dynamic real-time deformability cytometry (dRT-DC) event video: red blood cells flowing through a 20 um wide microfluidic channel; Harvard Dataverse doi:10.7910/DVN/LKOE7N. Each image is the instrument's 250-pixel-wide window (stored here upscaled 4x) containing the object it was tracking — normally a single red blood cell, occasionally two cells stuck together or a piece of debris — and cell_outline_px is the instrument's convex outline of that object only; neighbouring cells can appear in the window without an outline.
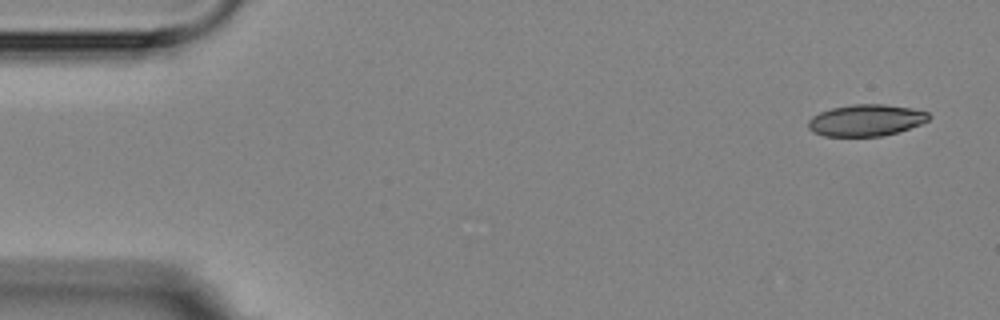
{"species": "Egyptian fruit bat (a non-hibernating species)", "species_latin": "Rousettus aegyptiacus", "temperature_condition": "room temperature", "stored_images_in_passage": 6, "camera_frame_rate_fps": 3000, "um_per_image_px": 0.085, "animal": {"sex": "female"}, "frame": {"image": 1, "passage_image": 1, "time_ms": 0.0, "image_size_px": [1000, 320], "cell_outline_px": [[932, 116], [928, 120], [920, 124], [884, 136], [824, 136], [812, 132], [808, 128], [808, 120], [812, 116], [820, 112], [832, 108], [852, 104], [884, 104], [912, 108], [928, 112]], "centroid_in_image_um": [73.6, 10.22], "position_along_channel_um": 11.4, "area_um2": 22.25}}
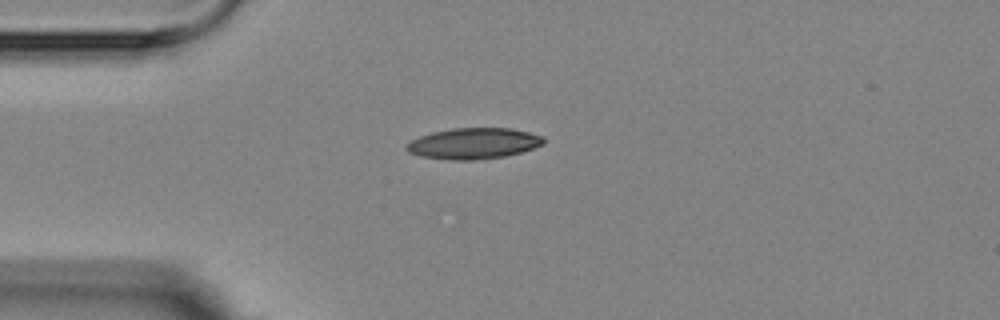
{"frame": {"image": 2, "passage_image": 4, "time_ms": 3.667, "image_size_px": [1000, 320], "cell_outline_px": [[544, 144], [520, 152], [504, 156], [476, 160], [452, 160], [420, 156], [408, 152], [404, 148], [412, 140], [420, 136], [432, 132], [452, 128], [508, 128], [528, 132], [544, 136]], "centroid_in_image_um": [40.24, 12.19], "position_along_channel_um": 44.8, "area_um2": 24.62}}